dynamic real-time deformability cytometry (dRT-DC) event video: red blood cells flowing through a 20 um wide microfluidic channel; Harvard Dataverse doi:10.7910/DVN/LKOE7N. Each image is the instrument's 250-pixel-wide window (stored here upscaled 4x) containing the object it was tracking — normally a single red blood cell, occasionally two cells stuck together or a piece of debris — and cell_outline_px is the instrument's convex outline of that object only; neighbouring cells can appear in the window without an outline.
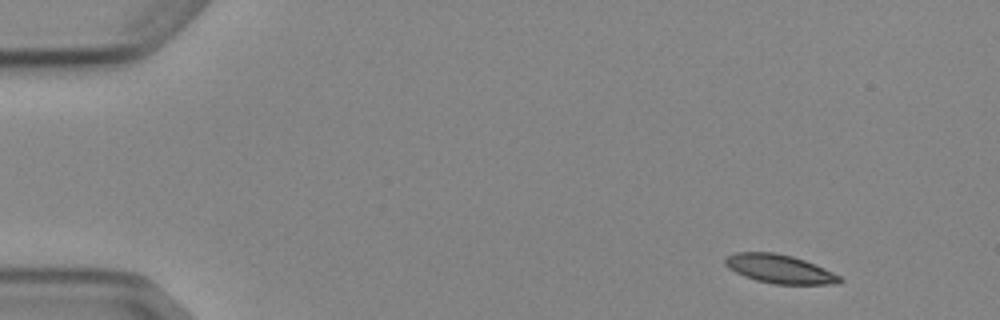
{"species": "Egyptian fruit bat (a non-hibernating species)", "species_latin": "Rousettus aegyptiacus", "temperature_condition": "cold", "stored_images_in_passage": 4, "camera_frame_rate_fps": 3000, "um_per_image_px": 0.085, "animal": {"sex": "female"}, "frame": {"image": 1, "passage_image": 1, "time_ms": 0.0, "image_size_px": [1000, 320], "cell_outline_px": [[844, 280], [840, 284], [772, 284], [756, 280], [744, 276], [728, 268], [724, 264], [724, 260], [728, 256], [736, 252], [776, 252], [792, 256], [804, 260], [824, 268], [840, 276]], "centroid_in_image_um": [66.27, 22.86], "position_along_channel_um": 18.7, "area_um2": 19.19}}